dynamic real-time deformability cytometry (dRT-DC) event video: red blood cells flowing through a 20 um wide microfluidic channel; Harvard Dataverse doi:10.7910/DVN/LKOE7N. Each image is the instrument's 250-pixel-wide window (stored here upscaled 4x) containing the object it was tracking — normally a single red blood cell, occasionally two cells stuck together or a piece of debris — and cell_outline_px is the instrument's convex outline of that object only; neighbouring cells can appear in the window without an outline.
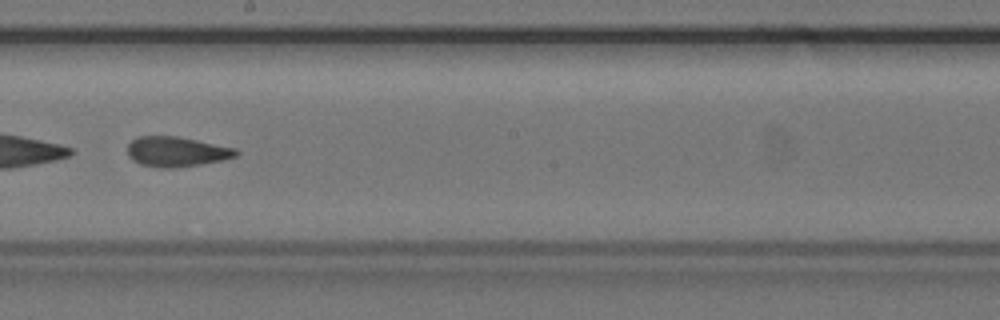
{"species": "common noctule bat (a hibernating species)", "species_latin": "Nyctalus noctula", "temperature_condition": "cold", "stored_images_in_passage": 49, "camera_frame_rate_fps": 3000, "um_per_image_px": 0.085, "animal": {"sex": "female", "body_mass_g": 24.6, "forearm_length_mm": 56.2}, "frame": {"image": 1, "passage_image": 26, "time_ms": 8.333, "image_size_px": [1000, 320], "cell_outline_px": [[240, 152], [236, 156], [224, 160], [176, 168], [160, 168], [140, 164], [132, 160], [128, 156], [128, 144], [136, 136], [176, 136], [236, 148]], "centroid_in_image_um": [14.99, 12.9], "position_along_channel_um": 233.2, "area_um2": 19.07}, "authors_computed_cell_mechanics": {"area_um2": 20.0566, "velocity_mm_per_s": 3.6675, "shape_relaxation_time_tau1_ms": 5.0619, "shape_relaxation_time_tau2_ms": 2.0701, "deformation_change_tau1": 0.157, "deformation_change_tau2": 0.0954}}